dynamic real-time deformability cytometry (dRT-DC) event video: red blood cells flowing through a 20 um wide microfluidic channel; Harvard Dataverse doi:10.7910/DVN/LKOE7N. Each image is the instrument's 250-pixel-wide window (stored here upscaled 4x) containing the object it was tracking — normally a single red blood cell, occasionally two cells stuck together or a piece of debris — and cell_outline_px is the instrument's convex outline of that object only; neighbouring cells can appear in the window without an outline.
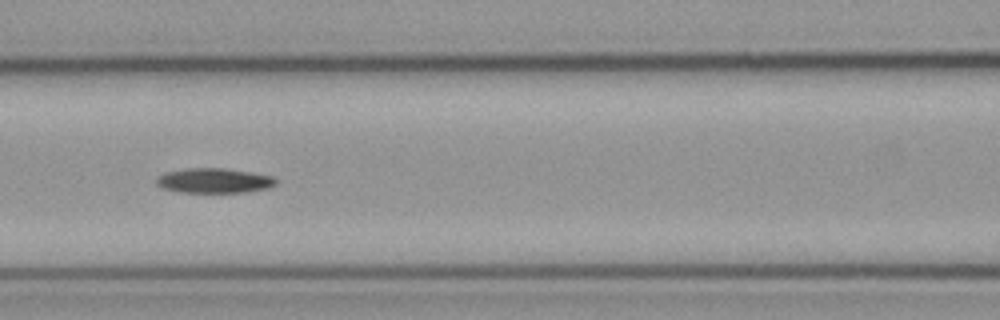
{"species": "common noctule bat (a hibernating species)", "species_latin": "Nyctalus noctula", "temperature_condition": "cold", "stored_images_in_passage": 9, "camera_frame_rate_fps": 3000, "um_per_image_px": 0.085, "animal": {"sex": "male", "body_mass_g": 23.1, "forearm_length_mm": 52.7}, "frame": {"image": 1, "passage_image": 6, "time_ms": 1.667, "image_size_px": [1000, 320], "cell_outline_px": [[276, 184], [268, 188], [244, 192], [180, 192], [164, 188], [156, 184], [156, 180], [160, 176], [168, 172], [188, 168], [224, 168], [252, 172], [272, 176], [276, 180]], "centroid_in_image_um": [18.23, 15.35], "position_along_channel_um": 148.4, "area_um2": 17.05}}
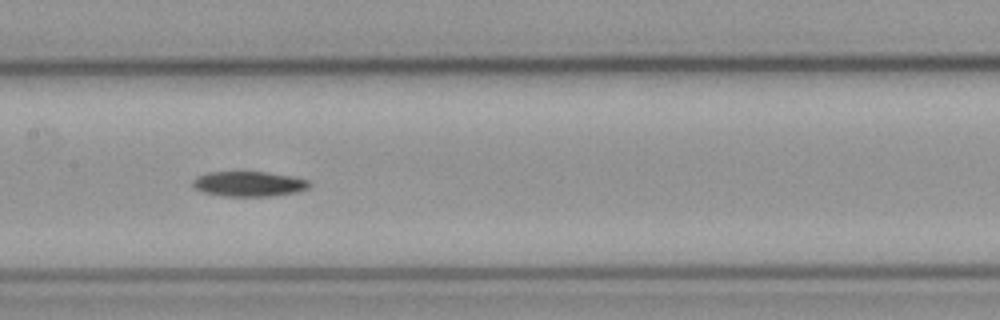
{"frame": {"image": 2, "passage_image": 7, "time_ms": 2.0, "image_size_px": [1000, 320], "cell_outline_px": [[312, 184], [308, 188], [296, 192], [272, 196], [220, 196], [204, 192], [196, 188], [192, 184], [192, 180], [196, 176], [208, 172], [268, 172], [292, 176], [308, 180]], "centroid_in_image_um": [21.15, 15.63], "position_along_channel_um": 186.2, "area_um2": 17.11}}
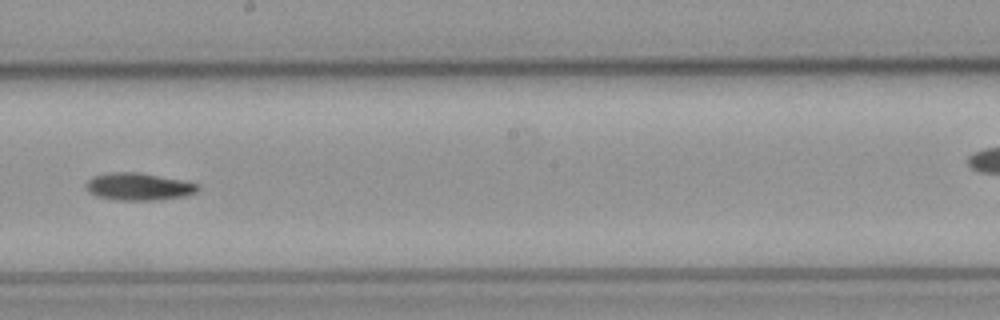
{"frame": {"image": 3, "passage_image": 8, "time_ms": 2.333, "image_size_px": [1000, 320], "cell_outline_px": [[200, 188], [196, 192], [184, 196], [156, 200], [116, 200], [96, 196], [88, 192], [84, 184], [92, 176], [108, 172], [140, 172], [184, 180], [196, 184]], "centroid_in_image_um": [11.74, 15.85], "position_along_channel_um": 236.5, "area_um2": 18.03}}